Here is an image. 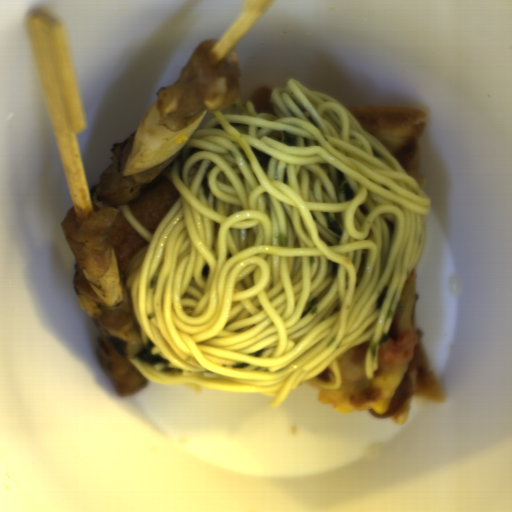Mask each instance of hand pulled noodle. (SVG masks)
Wrapping results in <instances>:
<instances>
[{"label":"hand pulled noodle","mask_w":512,"mask_h":512,"mask_svg":"<svg viewBox=\"0 0 512 512\" xmlns=\"http://www.w3.org/2000/svg\"><path fill=\"white\" fill-rule=\"evenodd\" d=\"M272 111L206 114L172 160L180 198L121 277L142 345L127 358L168 386L268 395L341 388L368 343L373 377L419 261L431 198L350 111L287 79Z\"/></svg>","instance_id":"obj_1"}]
</instances>
